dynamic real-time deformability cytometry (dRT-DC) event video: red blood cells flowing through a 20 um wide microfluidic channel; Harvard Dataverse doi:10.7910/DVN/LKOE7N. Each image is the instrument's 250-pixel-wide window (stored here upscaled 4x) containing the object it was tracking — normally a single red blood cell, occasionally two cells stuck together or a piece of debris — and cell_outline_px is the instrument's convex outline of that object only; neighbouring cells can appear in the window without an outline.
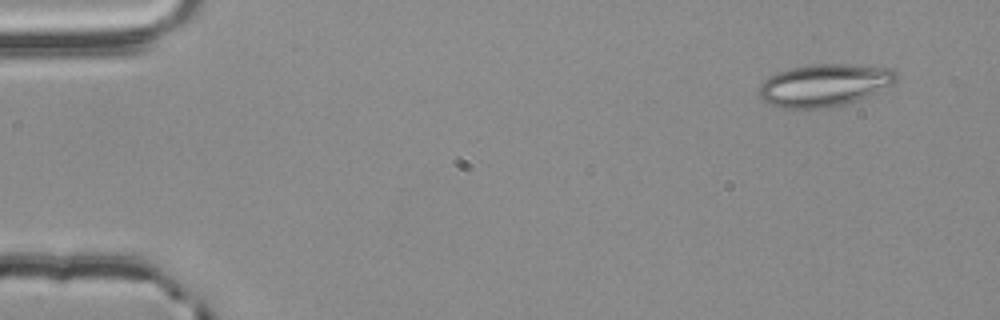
{"species": "common noctule bat (a hibernating species)", "species_latin": "Nyctalus noctula", "temperature_condition": "room temperature", "stored_images_in_passage": 52, "camera_frame_rate_fps": 3000, "um_per_image_px": 0.085, "animal": {"sex": "male", "body_mass_g": 20.4}, "frame": {"image": 1, "passage_image": 1, "time_ms": 0.0, "image_size_px": [1000, 320], "cell_outline_px": [[900, 76], [892, 84], [856, 100], [844, 104], [824, 108], [780, 108], [764, 100], [760, 96], [760, 84], [768, 76], [792, 68], [812, 64], [848, 64], [892, 68]], "centroid_in_image_um": [70.08, 7.23], "position_along_channel_um": 14.9, "area_um2": 33.47}}
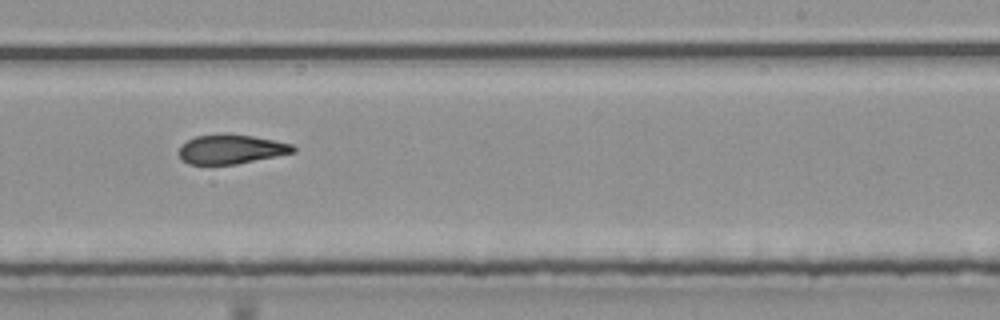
{"frame": {"image": 2, "passage_image": 31, "time_ms": 10.0, "image_size_px": [1000, 320], "cell_outline_px": [[296, 152], [236, 164], [188, 164], [180, 156], [180, 148], [188, 140], [196, 136], [224, 132], [228, 132], [252, 136], [292, 144], [296, 148]], "centroid_in_image_um": [19.66, 12.66], "position_along_channel_um": 269.3, "area_um2": 19.48}}
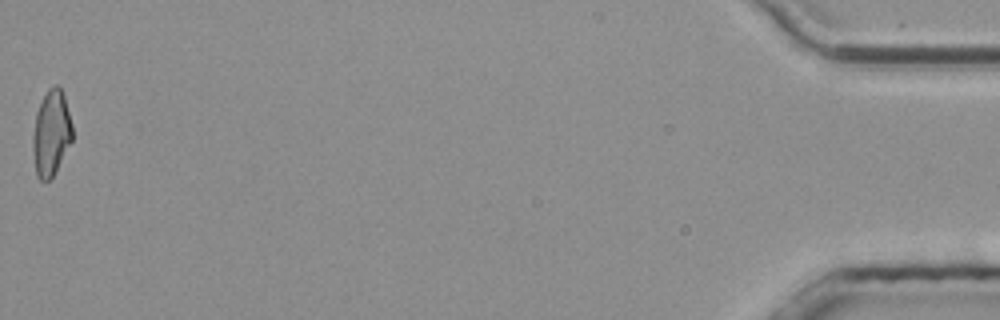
{"frame": {"image": 3, "passage_image": 52, "time_ms": 17.0, "image_size_px": [1000, 320], "cell_outline_px": [[72, 140], [56, 172], [48, 180], [40, 180], [36, 176], [32, 152], [32, 136], [36, 112], [48, 88], [56, 84], [60, 88], [64, 96], [72, 124]], "centroid_in_image_um": [4.33, 11.34], "position_along_channel_um": 430.9, "area_um2": 19.77}, "authors_computed_cell_mechanics": {"area_um2": 20.7213, "velocity_mm_per_s": 3.7858, "shape_relaxation_time_tau1_ms": 8.2934, "shape_relaxation_time_tau2_ms": 2.8231, "deformation_change_tau1": 0.2114, "deformation_change_tau2": 0.112}}